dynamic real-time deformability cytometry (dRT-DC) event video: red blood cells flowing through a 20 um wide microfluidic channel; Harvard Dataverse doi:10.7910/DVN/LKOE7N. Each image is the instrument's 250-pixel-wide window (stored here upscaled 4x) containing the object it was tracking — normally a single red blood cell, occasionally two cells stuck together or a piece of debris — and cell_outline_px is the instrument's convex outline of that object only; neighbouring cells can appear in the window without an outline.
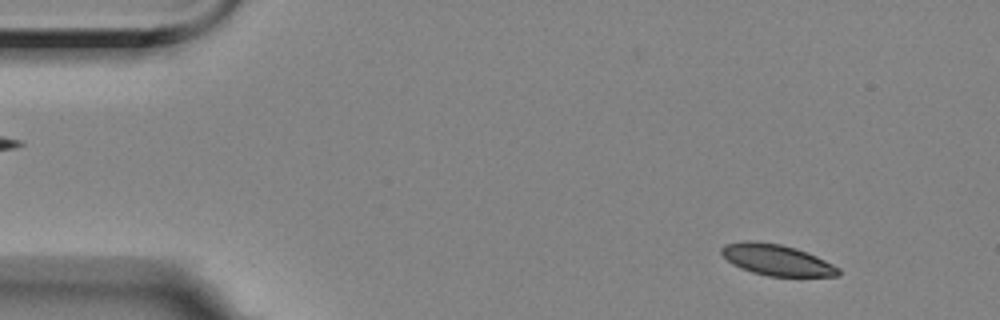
{"species": "Egyptian fruit bat (a non-hibernating species)", "species_latin": "Rousettus aegyptiacus", "temperature_condition": "room temperature", "stored_images_in_passage": 55, "camera_frame_rate_fps": 3000, "um_per_image_px": 0.085, "animal": {"sex": "female"}, "frame": {"image": 1, "passage_image": 4, "time_ms": 1.0, "image_size_px": [1000, 320], "cell_outline_px": [[840, 276], [768, 276], [752, 272], [740, 268], [732, 264], [720, 252], [720, 248], [724, 244], [744, 240], [756, 240], [780, 244], [796, 248], [808, 252], [840, 268]], "centroid_in_image_um": [65.99, 22.08], "position_along_channel_um": 19.0, "area_um2": 21.33}}
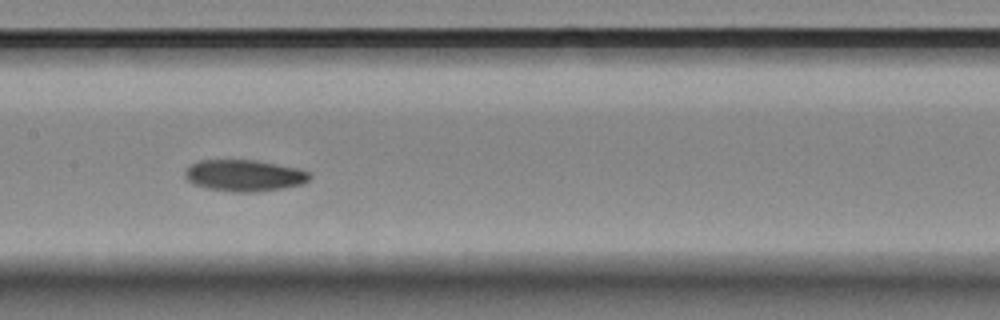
{"frame": {"image": 2, "passage_image": 26, "time_ms": 8.333, "image_size_px": [1000, 320], "cell_outline_px": [[312, 176], [304, 184], [256, 192], [232, 192], [208, 188], [192, 184], [184, 176], [184, 172], [192, 164], [200, 160], [256, 160], [300, 168], [308, 172]], "centroid_in_image_um": [20.78, 14.92], "position_along_channel_um": 186.6, "area_um2": 22.95}}
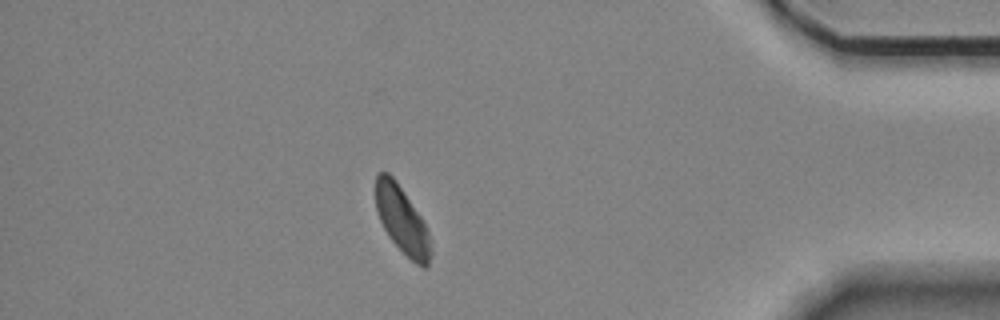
{"frame": {"image": 3, "passage_image": 48, "time_ms": 15.667, "image_size_px": [1000, 320], "cell_outline_px": [[432, 252], [428, 264], [424, 268], [416, 264], [388, 236], [380, 220], [376, 208], [376, 176], [380, 172], [388, 172], [396, 180], [420, 216], [428, 232]], "centroid_in_image_um": [34.17, 18.7], "position_along_channel_um": 401.0, "area_um2": 21.04}, "authors_computed_cell_mechanics": {"area_um2": 22.4264, "velocity_mm_per_s": 3.4624, "shape_relaxation_time_tau1_ms": null, "shape_relaxation_time_tau2_ms": 3.3304, "deformation_change_tau1": null, "deformation_change_tau2": 0.0621}}